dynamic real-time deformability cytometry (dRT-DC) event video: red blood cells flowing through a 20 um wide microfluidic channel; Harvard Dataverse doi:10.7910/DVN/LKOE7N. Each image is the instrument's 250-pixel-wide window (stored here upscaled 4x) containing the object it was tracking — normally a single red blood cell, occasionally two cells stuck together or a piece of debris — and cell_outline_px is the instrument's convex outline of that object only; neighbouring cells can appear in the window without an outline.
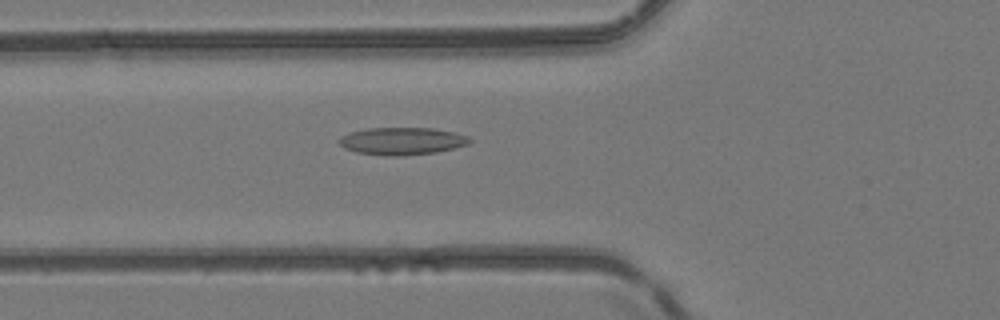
{"species": "common noctule bat (a hibernating species)", "species_latin": "Nyctalus noctula", "temperature_condition": "room temperature", "stored_images_in_passage": 48, "camera_frame_rate_fps": 3000, "um_per_image_px": 0.085, "animal": {"sex": "female", "body_mass_g": 24.6, "forearm_length_mm": 56.2}, "frame": {"image": 1, "passage_image": 19, "time_ms": 6.0, "image_size_px": [1000, 320], "cell_outline_px": [[472, 140], [468, 144], [456, 148], [436, 152], [404, 156], [388, 156], [356, 152], [344, 148], [336, 140], [340, 136], [348, 132], [368, 128], [432, 128], [456, 132], [468, 136]], "centroid_in_image_um": [34.16, 11.99], "position_along_channel_um": 91.6, "area_um2": 21.15}}
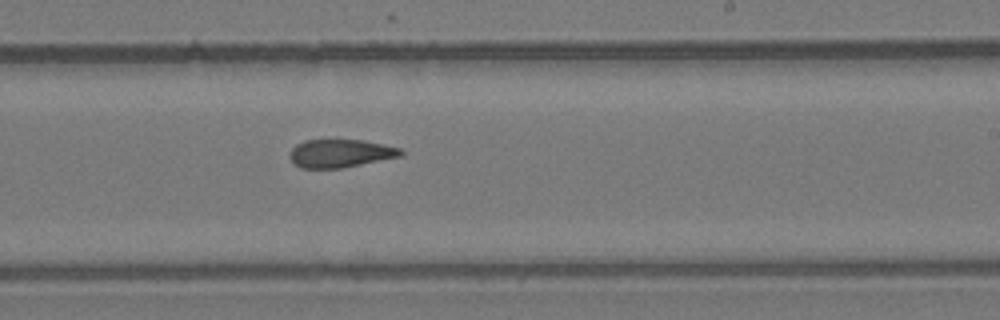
{"frame": {"image": 2, "passage_image": 31, "time_ms": 10.0, "image_size_px": [1000, 320], "cell_outline_px": [[404, 152], [400, 156], [340, 168], [300, 168], [292, 164], [288, 156], [292, 148], [296, 144], [304, 140], [364, 140], [384, 144], [400, 148]], "centroid_in_image_um": [28.87, 13.03], "position_along_channel_um": 260.1, "area_um2": 18.21}}
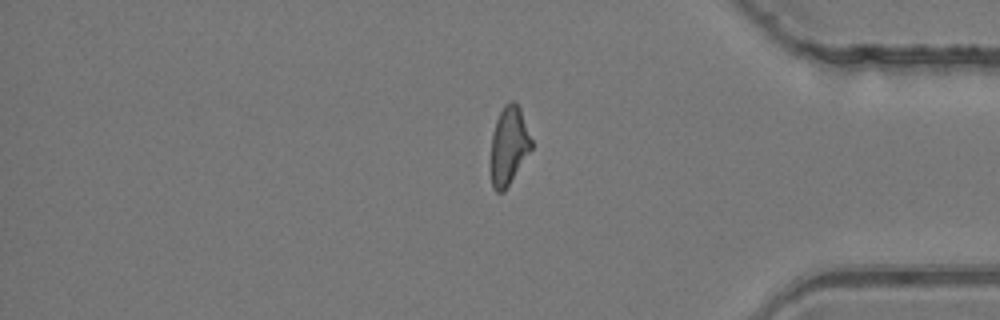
{"frame": {"image": 3, "passage_image": 42, "time_ms": 13.667, "image_size_px": [1000, 320], "cell_outline_px": [[532, 148], [504, 192], [496, 192], [492, 188], [492, 136], [496, 120], [504, 104], [508, 100], [512, 100], [520, 108], [532, 140]], "centroid_in_image_um": [43.26, 12.36], "position_along_channel_um": 391.9, "area_um2": 18.21}}